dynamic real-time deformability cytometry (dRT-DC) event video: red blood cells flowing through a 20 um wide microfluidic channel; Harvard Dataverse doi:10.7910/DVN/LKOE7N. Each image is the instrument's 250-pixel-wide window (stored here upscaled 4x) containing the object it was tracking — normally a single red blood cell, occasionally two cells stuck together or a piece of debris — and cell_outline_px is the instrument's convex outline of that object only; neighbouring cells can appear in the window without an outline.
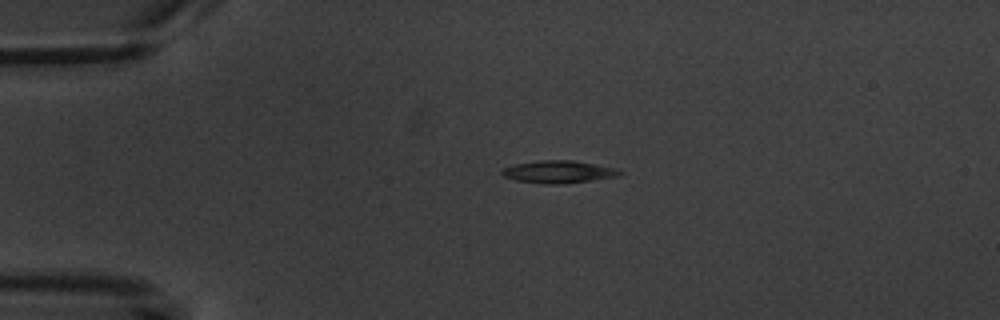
{"species": "common noctule bat (a hibernating species)", "species_latin": "Nyctalus noctula", "temperature_condition": "warm", "stored_images_in_passage": 5, "camera_frame_rate_fps": 3000, "um_per_image_px": 0.085, "animal": {"sex": "male", "body_mass_g": 20.1, "forearm_length_mm": 53.5}, "frame": {"image": 1, "passage_image": 3, "time_ms": 2.333, "image_size_px": [1000, 320], "cell_outline_px": [[624, 172], [620, 176], [564, 184], [544, 184], [516, 180], [504, 176], [500, 172], [504, 168], [512, 164], [540, 160], [572, 160], [616, 168]], "centroid_in_image_um": [47.48, 14.6], "position_along_channel_um": 37.5, "area_um2": 15.49}}
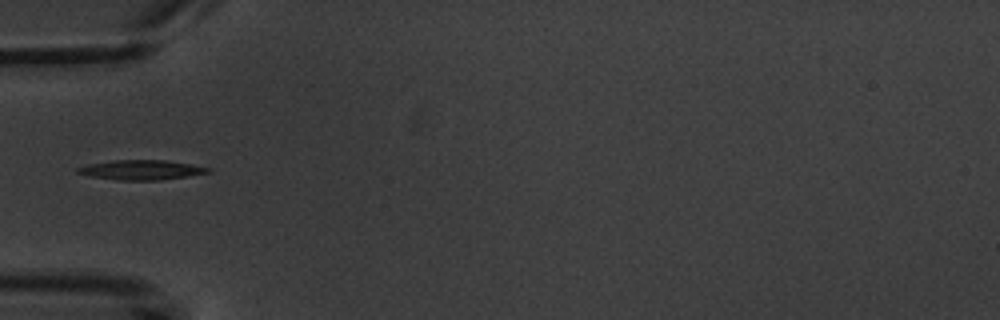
{"frame": {"image": 2, "passage_image": 5, "time_ms": 4.333, "image_size_px": [1000, 320], "cell_outline_px": [[212, 172], [188, 176], [160, 180], [116, 180], [88, 176], [76, 172], [76, 168], [88, 164], [112, 160], [164, 160], [212, 168]], "centroid_in_image_um": [11.98, 14.44], "position_along_channel_um": 73.0, "area_um2": 15.03}}